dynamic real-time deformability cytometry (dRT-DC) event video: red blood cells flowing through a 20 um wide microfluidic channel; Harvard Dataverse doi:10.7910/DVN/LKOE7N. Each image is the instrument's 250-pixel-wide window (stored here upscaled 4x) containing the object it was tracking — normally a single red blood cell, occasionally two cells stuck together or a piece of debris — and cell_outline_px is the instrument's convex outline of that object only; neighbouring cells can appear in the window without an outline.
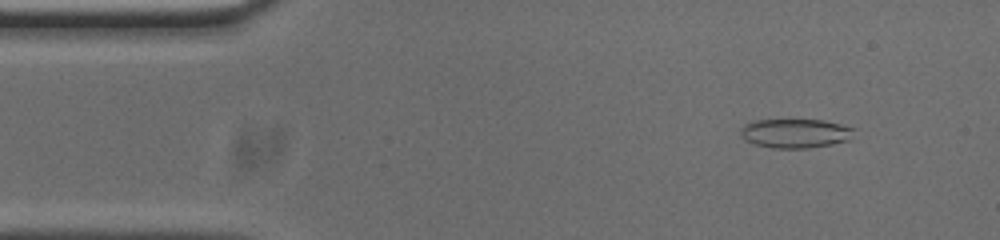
{"species": "common noctule bat (a hibernating species)", "species_latin": "Nyctalus noctula", "temperature_condition": "cold", "stored_images_in_passage": 52, "camera_frame_rate_fps": 3000, "um_per_image_px": 0.085, "animal": {"sex": "male", "body_mass_g": 20.0, "forearm_length_mm": 53.3}, "frame": {"image": 1, "passage_image": 4, "time_ms": 1.0, "image_size_px": [1000, 240], "cell_outline_px": [[856, 128], [852, 140], [832, 144], [808, 148], [772, 148], [756, 144], [744, 140], [740, 136], [740, 128], [744, 124], [756, 120], [824, 120]], "centroid_in_image_um": [67.63, 11.33], "position_along_channel_um": 17.4, "area_um2": 19.54}}
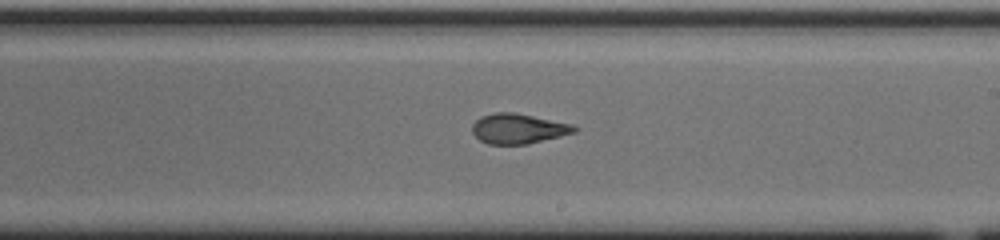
{"frame": {"image": 2, "passage_image": 28, "time_ms": 9.0, "image_size_px": [1000, 240], "cell_outline_px": [[580, 128], [576, 132], [528, 144], [488, 144], [480, 140], [472, 132], [472, 124], [480, 116], [492, 112], [516, 112], [572, 124]], "centroid_in_image_um": [44.05, 10.92], "position_along_channel_um": 244.9, "area_um2": 18.03}}
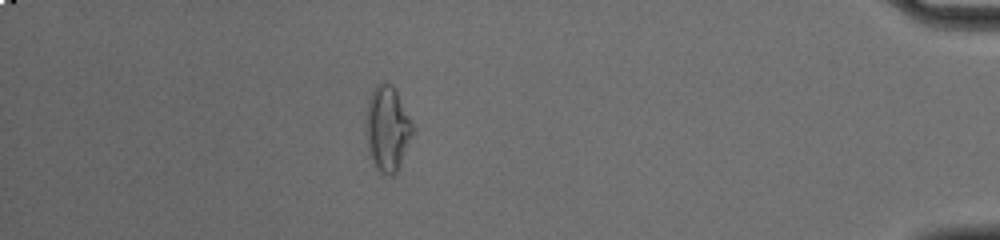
{"frame": {"image": 3, "passage_image": 45, "time_ms": 14.667, "image_size_px": [1000, 240], "cell_outline_px": [[412, 136], [400, 164], [396, 172], [392, 176], [380, 176], [372, 164], [368, 156], [368, 100], [376, 84], [384, 80], [392, 84], [412, 124]], "centroid_in_image_um": [32.92, 11.0], "position_along_channel_um": 402.3, "area_um2": 22.77}, "authors_computed_cell_mechanics": {"area_um2": 19.2763, "velocity_mm_per_s": 3.7695, "shape_relaxation_time_tau1_ms": 7.4556, "shape_relaxation_time_tau2_ms": 2.3498, "deformation_change_tau1": 0.1882, "deformation_change_tau2": 0.1076}}